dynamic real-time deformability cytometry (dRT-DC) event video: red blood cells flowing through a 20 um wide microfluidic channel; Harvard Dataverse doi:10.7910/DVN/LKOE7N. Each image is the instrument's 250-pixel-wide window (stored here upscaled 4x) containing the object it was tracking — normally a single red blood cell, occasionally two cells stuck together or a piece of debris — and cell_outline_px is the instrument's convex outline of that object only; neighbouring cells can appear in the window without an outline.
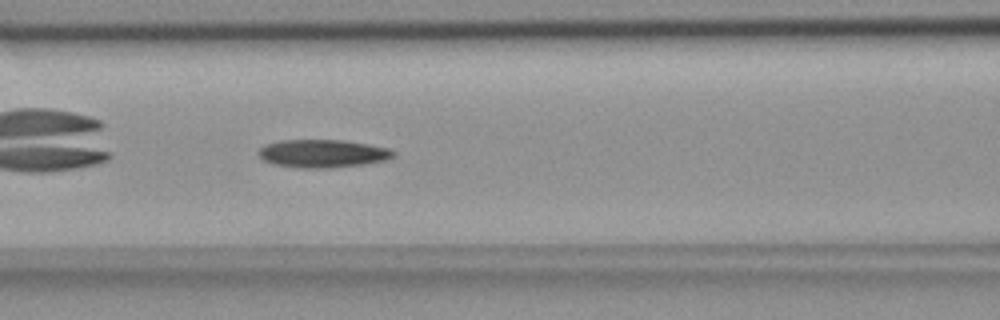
{"species": "common noctule bat (a hibernating species)", "species_latin": "Nyctalus noctula", "temperature_condition": "room temperature", "stored_images_in_passage": 39, "camera_frame_rate_fps": 3000, "um_per_image_px": 0.085, "animal": {"sex": "female", "body_mass_g": 18.4}, "frame": {"image": 1, "passage_image": 8, "time_ms": 2.333, "image_size_px": [1000, 320], "cell_outline_px": [[396, 156], [388, 160], [364, 164], [332, 168], [296, 168], [272, 164], [264, 160], [256, 152], [264, 144], [280, 140], [344, 140], [368, 144], [388, 148], [396, 152]], "centroid_in_image_um": [27.43, 13.05], "position_along_channel_um": 139.2, "area_um2": 22.37}}
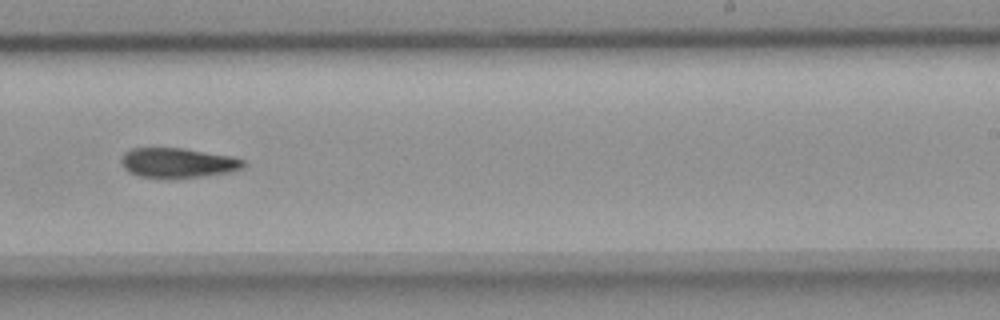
{"frame": {"image": 2, "passage_image": 19, "time_ms": 6.0, "image_size_px": [1000, 320], "cell_outline_px": [[244, 168], [228, 172], [200, 176], [140, 176], [128, 172], [124, 168], [120, 160], [124, 152], [132, 148], [184, 148], [228, 156], [244, 160]], "centroid_in_image_um": [15.07, 13.81], "position_along_channel_um": 273.9, "area_um2": 20.52}}
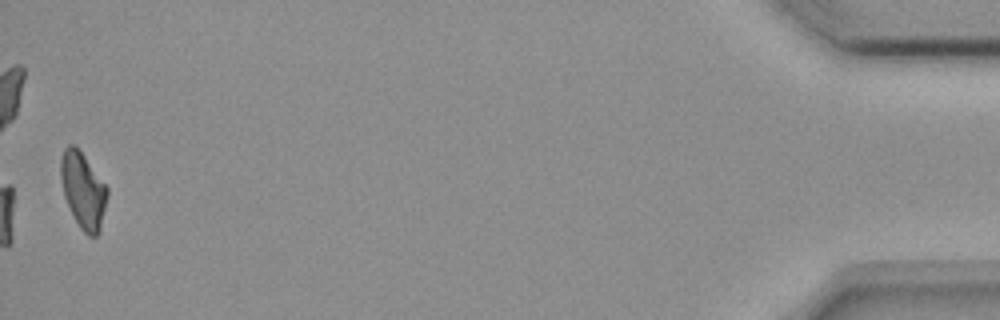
{"frame": {"image": 3, "passage_image": 39, "time_ms": 12.667, "image_size_px": [1000, 320], "cell_outline_px": [[108, 196], [100, 232], [96, 236], [88, 236], [80, 228], [64, 196], [60, 180], [60, 160], [64, 148], [68, 144], [76, 144], [108, 188]], "centroid_in_image_um": [7.06, 16.15], "position_along_channel_um": 428.1, "area_um2": 20.75}}